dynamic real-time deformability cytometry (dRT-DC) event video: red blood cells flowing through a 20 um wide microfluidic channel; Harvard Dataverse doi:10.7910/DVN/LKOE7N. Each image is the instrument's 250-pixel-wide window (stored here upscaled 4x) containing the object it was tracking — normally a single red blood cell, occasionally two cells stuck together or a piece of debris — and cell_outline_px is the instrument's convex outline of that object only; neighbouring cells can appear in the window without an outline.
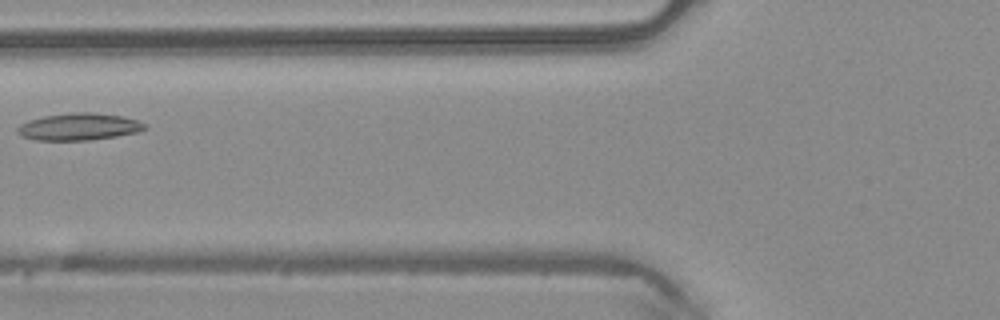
{"species": "common noctule bat (a hibernating species)", "species_latin": "Nyctalus noctula", "temperature_condition": "warm", "stored_images_in_passage": 3, "camera_frame_rate_fps": 3000, "um_per_image_px": 0.085, "animal": {"sex": "male", "body_mass_g": 20.4}, "frame": {"image": 1, "passage_image": 3, "time_ms": 0.667, "image_size_px": [1000, 320], "cell_outline_px": [[148, 128], [136, 132], [116, 136], [88, 140], [36, 140], [24, 136], [16, 128], [20, 124], [28, 120], [44, 116], [72, 112], [92, 112], [124, 116], [140, 120], [148, 124]], "centroid_in_image_um": [6.78, 10.75], "position_along_channel_um": 119.0, "area_um2": 20.11}}